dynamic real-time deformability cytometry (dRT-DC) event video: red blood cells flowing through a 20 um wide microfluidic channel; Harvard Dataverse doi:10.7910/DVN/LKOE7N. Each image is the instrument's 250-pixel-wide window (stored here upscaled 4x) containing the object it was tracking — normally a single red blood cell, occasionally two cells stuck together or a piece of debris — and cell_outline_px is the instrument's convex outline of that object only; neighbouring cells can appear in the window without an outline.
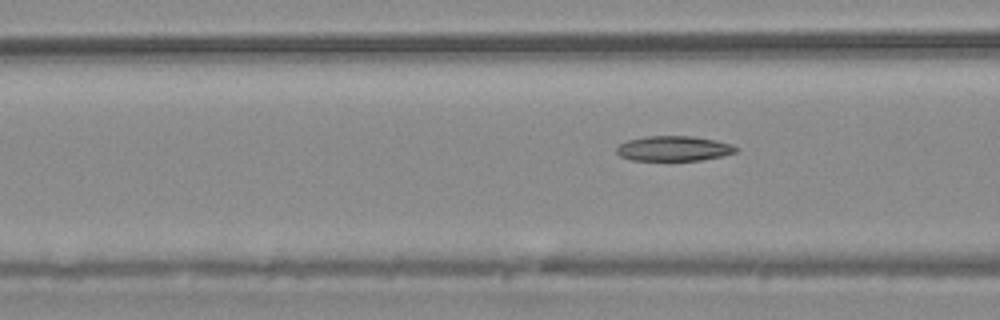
{"species": "common noctule bat (a hibernating species)", "species_latin": "Nyctalus noctula", "temperature_condition": "warm", "stored_images_in_passage": 23, "segment_of_instrument_passage": [2, 2], "camera_frame_rate_fps": 3000, "um_per_image_px": 0.085, "animal": {"sex": "male", "body_mass_g": 20.4}, "frame": {"image": 1, "passage_image": 23, "time_ms": 7.333, "image_size_px": [1000, 320], "cell_outline_px": [[740, 148], [736, 152], [720, 156], [700, 160], [632, 160], [620, 156], [616, 152], [616, 148], [620, 144], [628, 140], [644, 136], [692, 136], [716, 140], [732, 144]], "centroid_in_image_um": [57.27, 12.61], "position_along_channel_um": 109.3, "area_um2": 17.4}}